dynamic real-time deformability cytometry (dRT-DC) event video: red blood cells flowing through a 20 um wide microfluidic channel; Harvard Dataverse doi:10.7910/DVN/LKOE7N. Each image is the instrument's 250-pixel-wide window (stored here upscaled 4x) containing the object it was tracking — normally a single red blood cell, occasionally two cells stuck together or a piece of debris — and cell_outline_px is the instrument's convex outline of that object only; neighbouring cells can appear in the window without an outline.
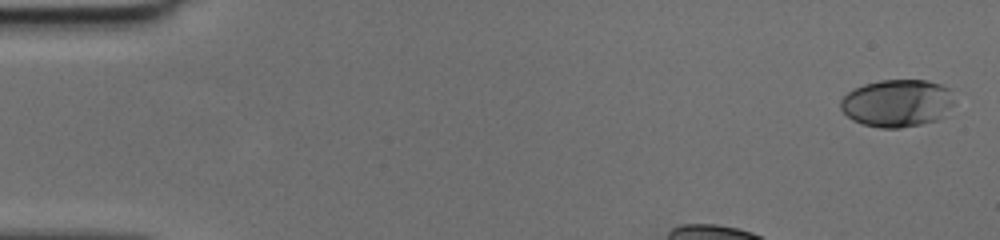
{"species": "human", "species_latin": "Homo sapiens", "temperature_condition": "cold", "stored_images_in_passage": 13, "camera_frame_rate_fps": 3000, "um_per_image_px": 0.085, "donor": {"sex": "female"}, "frame": {"image": 1, "passage_image": 1, "time_ms": 0.0, "image_size_px": [1000, 240], "cell_outline_px": [[952, 104], [936, 120], [920, 124], [900, 128], [880, 128], [864, 124], [852, 120], [840, 108], [840, 100], [848, 92], [864, 84], [880, 80], [924, 80], [940, 84], [948, 88], [952, 100]], "centroid_in_image_um": [76.2, 8.76], "position_along_channel_um": 8.8, "area_um2": 30.98}}
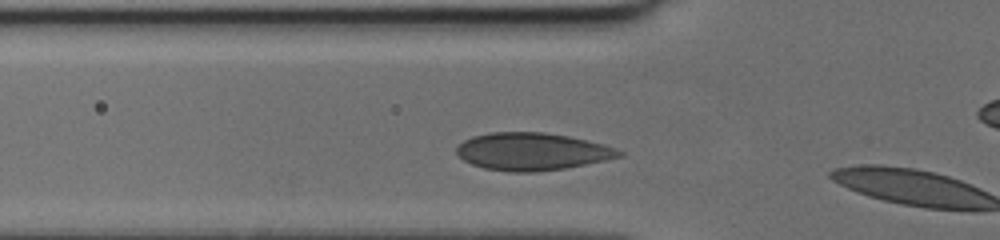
{"frame": {"image": 2, "passage_image": 12, "time_ms": 3.667, "image_size_px": [1000, 240], "cell_outline_px": [[624, 156], [564, 168], [536, 172], [508, 172], [484, 168], [472, 164], [464, 160], [456, 152], [456, 148], [464, 140], [472, 136], [492, 132], [544, 132], [568, 136], [604, 144], [616, 148], [624, 152]], "centroid_in_image_um": [45.23, 12.88], "position_along_channel_um": 80.6, "area_um2": 35.43}}